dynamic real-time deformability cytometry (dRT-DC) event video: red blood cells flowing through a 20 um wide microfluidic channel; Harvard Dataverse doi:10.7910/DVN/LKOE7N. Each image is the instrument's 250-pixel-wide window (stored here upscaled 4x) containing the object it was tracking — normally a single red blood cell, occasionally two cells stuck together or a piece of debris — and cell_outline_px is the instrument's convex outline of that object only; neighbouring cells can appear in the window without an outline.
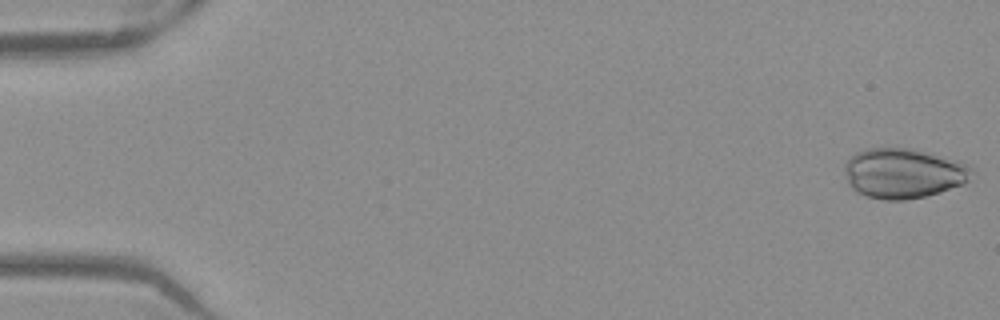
{"species": "Egyptian fruit bat (a non-hibernating species)", "species_latin": "Rousettus aegyptiacus", "temperature_condition": "warm", "stored_images_in_passage": 52, "camera_frame_rate_fps": 3000, "um_per_image_px": 0.085, "frame": {"image": 1, "passage_image": 1, "time_ms": 0.0, "image_size_px": [1000, 320], "cell_outline_px": [[972, 168], [968, 180], [964, 184], [940, 192], [924, 196], [904, 200], [884, 200], [868, 196], [856, 192], [848, 184], [844, 168], [844, 160], [856, 152], [864, 148], [912, 148], [928, 152], [956, 160], [968, 164]], "centroid_in_image_um": [76.75, 14.72], "position_along_channel_um": 8.3, "area_um2": 37.22}}
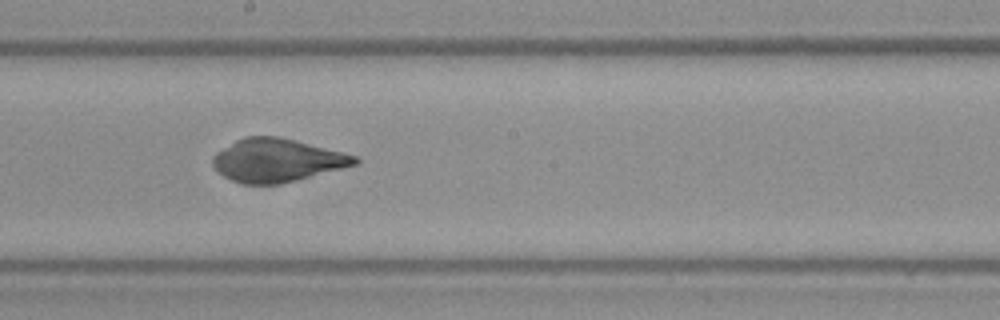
{"frame": {"image": 2, "passage_image": 29, "time_ms": 9.333, "image_size_px": [1000, 320], "cell_outline_px": [[360, 164], [280, 184], [244, 184], [232, 180], [216, 172], [212, 164], [212, 156], [216, 152], [236, 140], [244, 136], [280, 136], [356, 156], [360, 160]], "centroid_in_image_um": [23.52, 13.63], "position_along_channel_um": 224.7, "area_um2": 35.78}}
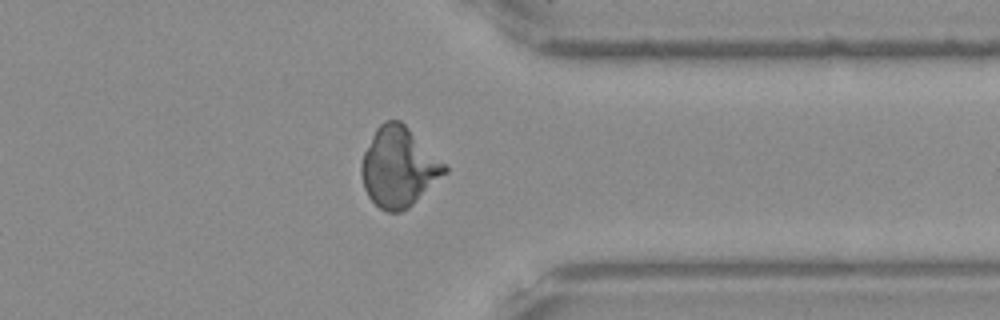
{"frame": {"image": 3, "passage_image": 41, "time_ms": 13.333, "image_size_px": [1000, 320], "cell_outline_px": [[448, 172], [408, 208], [400, 212], [388, 212], [380, 208], [368, 196], [364, 188], [360, 172], [360, 164], [364, 152], [376, 128], [384, 120], [400, 120], [448, 168]], "centroid_in_image_um": [33.86, 14.22], "position_along_channel_um": 377.5, "area_um2": 38.15}}